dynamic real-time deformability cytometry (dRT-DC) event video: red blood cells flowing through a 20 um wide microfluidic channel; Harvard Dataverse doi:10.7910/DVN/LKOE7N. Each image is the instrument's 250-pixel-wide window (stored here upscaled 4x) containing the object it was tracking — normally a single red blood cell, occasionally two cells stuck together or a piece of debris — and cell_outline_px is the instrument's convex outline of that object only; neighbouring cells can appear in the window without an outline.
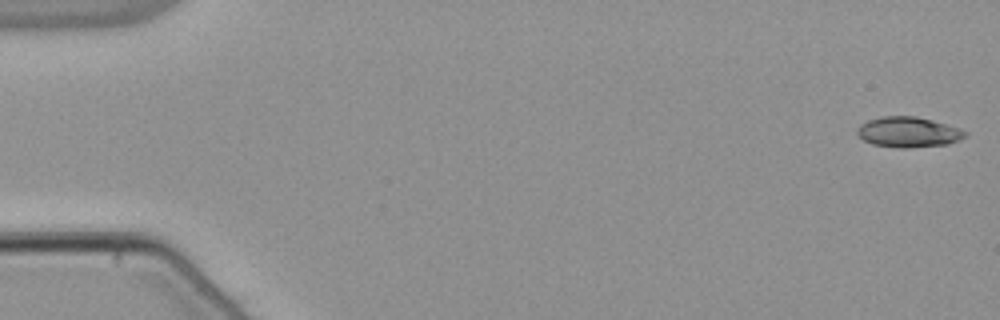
{"species": "common noctule bat (a hibernating species)", "species_latin": "Nyctalus noctula", "temperature_condition": "warm", "stored_images_in_passage": 54, "camera_frame_rate_fps": 3000, "um_per_image_px": 0.085, "animal": {"sex": "male", "body_mass_g": 21.5, "forearm_length_mm": 52.0}, "frame": {"image": 1, "passage_image": 1, "time_ms": 0.0, "image_size_px": [1000, 320], "cell_outline_px": [[968, 136], [948, 144], [908, 148], [900, 148], [872, 144], [864, 140], [856, 132], [856, 128], [860, 124], [868, 120], [880, 116], [916, 116], [932, 120], [960, 128], [968, 132]], "centroid_in_image_um": [77.22, 11.22], "position_along_channel_um": 7.8, "area_um2": 19.25}}
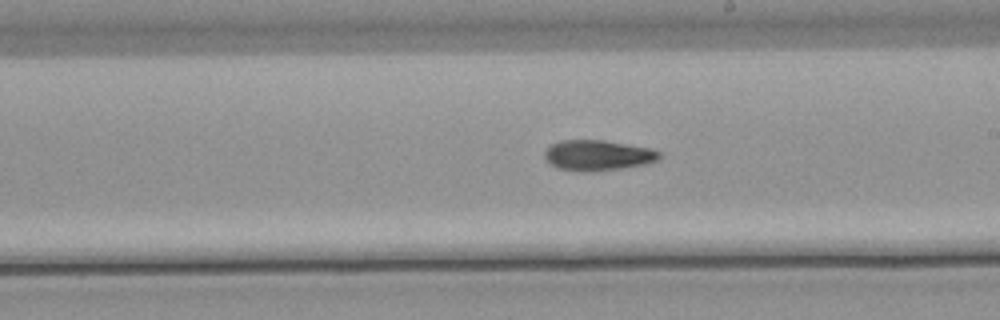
{"frame": {"image": 2, "passage_image": 31, "time_ms": 10.0, "image_size_px": [1000, 320], "cell_outline_px": [[660, 160], [620, 168], [560, 168], [552, 164], [544, 156], [544, 152], [552, 144], [560, 140], [604, 140], [652, 148], [660, 152]], "centroid_in_image_um": [50.87, 13.12], "position_along_channel_um": 238.1, "area_um2": 19.19}}
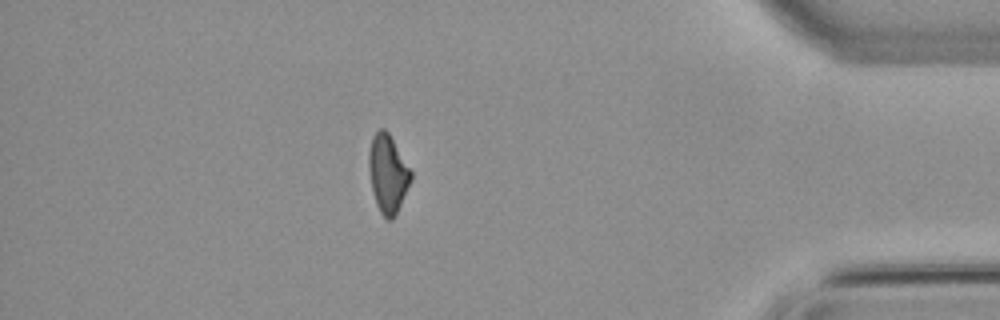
{"frame": {"image": 3, "passage_image": 47, "time_ms": 15.333, "image_size_px": [1000, 320], "cell_outline_px": [[412, 180], [392, 220], [388, 220], [380, 212], [376, 204], [372, 188], [368, 168], [368, 152], [372, 136], [380, 128], [384, 128], [388, 132], [412, 172]], "centroid_in_image_um": [32.95, 14.74], "position_along_channel_um": 402.3, "area_um2": 18.96}, "authors_computed_cell_mechanics": {"area_um2": 19.5364, "velocity_mm_per_s": 3.8396, "shape_relaxation_time_tau1_ms": null, "shape_relaxation_time_tau2_ms": 4.2423, "deformation_change_tau1": null, "deformation_change_tau2": 0.1072}}